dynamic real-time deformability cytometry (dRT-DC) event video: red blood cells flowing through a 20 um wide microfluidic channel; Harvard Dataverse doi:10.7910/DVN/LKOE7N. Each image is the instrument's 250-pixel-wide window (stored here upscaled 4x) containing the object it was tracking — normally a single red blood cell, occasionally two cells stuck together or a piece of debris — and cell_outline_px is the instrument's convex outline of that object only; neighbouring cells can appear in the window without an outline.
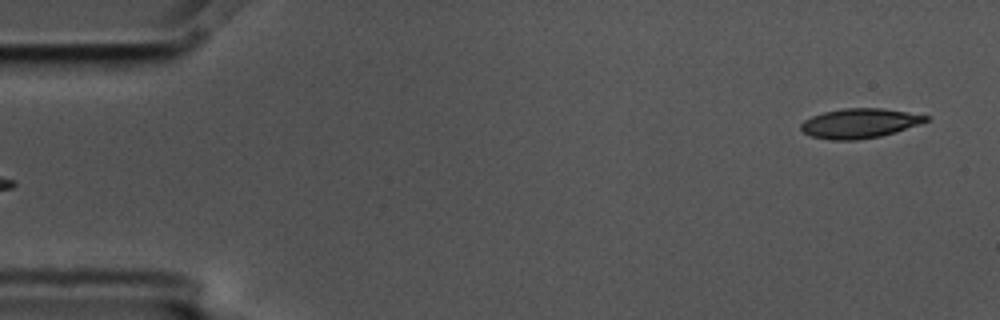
{"species": "common noctule bat (a hibernating species)", "species_latin": "Nyctalus noctula", "temperature_condition": "cold", "stored_images_in_passage": 4, "segment_of_instrument_passage": [2, 2], "camera_frame_rate_fps": 3000, "um_per_image_px": 0.085, "animal": {"sex": "male", "body_mass_g": 17.5, "forearm_length_mm": 52.3}, "frame": {"image": 1, "passage_image": 4, "time_ms": 1.0, "image_size_px": [1000, 320], "cell_outline_px": [[928, 120], [920, 124], [896, 132], [880, 136], [856, 140], [832, 140], [812, 136], [804, 132], [800, 128], [800, 124], [804, 120], [812, 116], [824, 112], [844, 108], [884, 108], [908, 112], [928, 116]], "centroid_in_image_um": [73.06, 10.48], "position_along_channel_um": 11.9, "area_um2": 21.5}}